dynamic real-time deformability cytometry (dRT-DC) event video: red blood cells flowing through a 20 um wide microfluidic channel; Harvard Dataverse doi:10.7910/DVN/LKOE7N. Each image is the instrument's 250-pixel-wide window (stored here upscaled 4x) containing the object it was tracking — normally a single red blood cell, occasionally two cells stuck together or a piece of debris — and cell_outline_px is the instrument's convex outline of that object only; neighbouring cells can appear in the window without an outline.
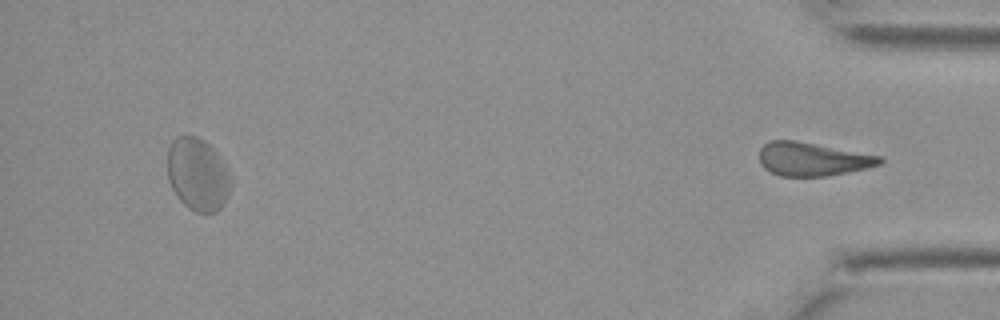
{"species": "Egyptian fruit bat (a non-hibernating species)", "species_latin": "Rousettus aegyptiacus", "temperature_condition": "cold", "stored_images_in_passage": 38, "segment_of_instrument_passage": [2, 2], "camera_frame_rate_fps": 3000, "um_per_image_px": 0.085, "animal": {"sex": "female"}, "frame": {"image": 1, "passage_image": 38, "time_ms": 12.333, "image_size_px": [1000, 320], "cell_outline_px": [[884, 160], [880, 164], [864, 168], [828, 176], [780, 176], [768, 172], [760, 164], [760, 148], [768, 140], [796, 140], [880, 156]], "centroid_in_image_um": [68.99, 13.52], "position_along_channel_um": 366.2, "area_um2": 23.41}}